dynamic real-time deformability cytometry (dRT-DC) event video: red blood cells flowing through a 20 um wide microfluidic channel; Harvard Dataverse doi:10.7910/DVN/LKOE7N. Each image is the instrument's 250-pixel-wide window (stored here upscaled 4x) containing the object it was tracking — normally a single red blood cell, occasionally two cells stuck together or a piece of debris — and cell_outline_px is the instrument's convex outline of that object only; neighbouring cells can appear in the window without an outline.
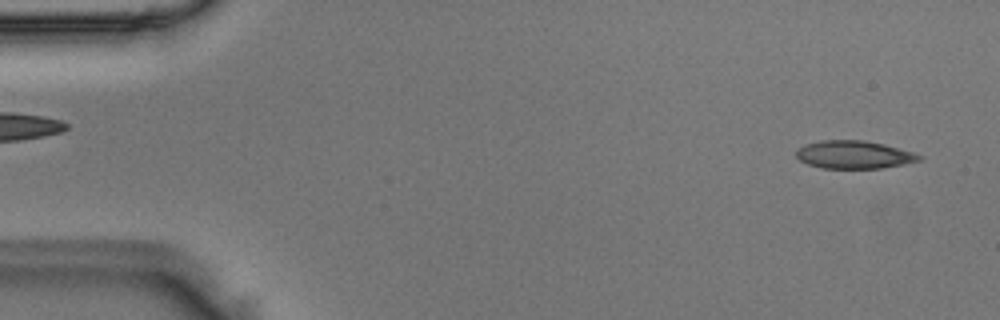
{"species": "Egyptian fruit bat (a non-hibernating species)", "species_latin": "Rousettus aegyptiacus", "temperature_condition": "room temperature", "stored_images_in_passage": 49, "camera_frame_rate_fps": 3000, "um_per_image_px": 0.085, "animal": {"sex": "male"}, "frame": {"image": 1, "passage_image": 2, "time_ms": 0.333, "image_size_px": [1000, 320], "cell_outline_px": [[924, 156], [920, 160], [880, 168], [824, 168], [808, 164], [800, 160], [796, 156], [796, 152], [804, 144], [820, 140], [864, 140], [884, 144], [912, 152]], "centroid_in_image_um": [72.56, 13.13], "position_along_channel_um": 12.4, "area_um2": 19.77}}
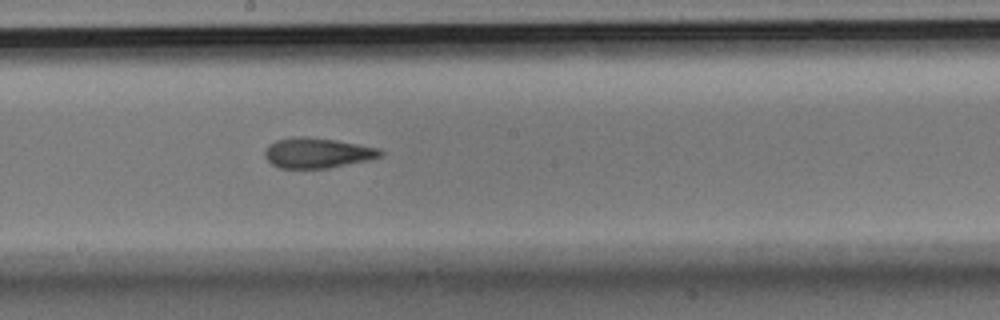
{"frame": {"image": 2, "passage_image": 26, "time_ms": 8.333, "image_size_px": [1000, 320], "cell_outline_px": [[384, 152], [380, 156], [368, 160], [328, 168], [280, 168], [272, 164], [264, 156], [264, 152], [268, 144], [276, 140], [296, 136], [304, 136], [336, 140], [380, 148]], "centroid_in_image_um": [26.95, 12.99], "position_along_channel_um": 221.2, "area_um2": 20.35}}
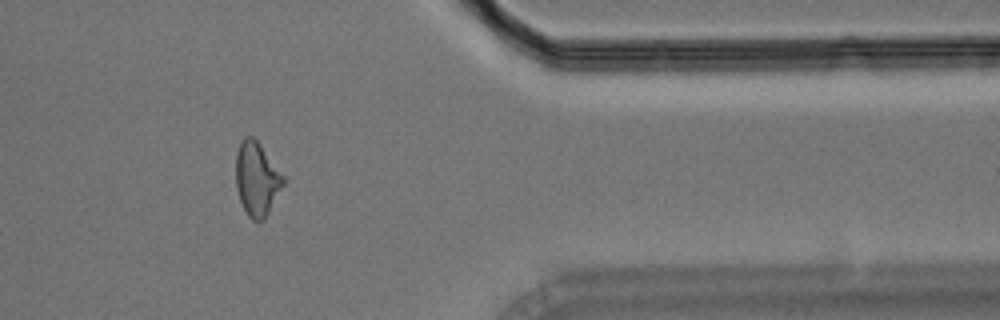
{"frame": {"image": 3, "passage_image": 40, "time_ms": 13.0, "image_size_px": [1000, 320], "cell_outline_px": [[288, 180], [264, 220], [252, 220], [248, 216], [240, 200], [236, 188], [236, 152], [244, 136], [252, 136], [260, 144]], "centroid_in_image_um": [21.86, 15.21], "position_along_channel_um": 389.5, "area_um2": 20.63}}